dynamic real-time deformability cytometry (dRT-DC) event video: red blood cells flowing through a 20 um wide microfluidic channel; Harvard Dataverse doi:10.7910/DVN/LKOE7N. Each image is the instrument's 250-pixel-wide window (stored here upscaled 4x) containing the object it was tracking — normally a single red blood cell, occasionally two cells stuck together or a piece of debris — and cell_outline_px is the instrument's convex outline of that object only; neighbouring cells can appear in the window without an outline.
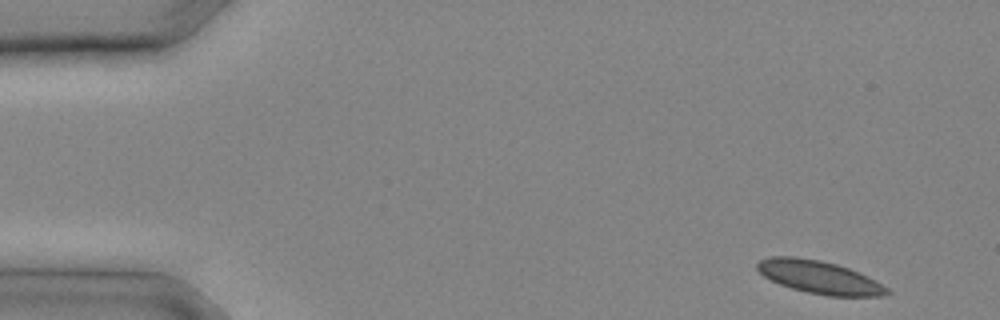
{"species": "common noctule bat (a hibernating species)", "species_latin": "Nyctalus noctula", "temperature_condition": "cold", "stored_images_in_passage": 10, "camera_frame_rate_fps": 3000, "um_per_image_px": 0.085, "animal": {"sex": "male", "body_mass_g": 20.4}, "frame": {"image": 1, "passage_image": 1, "time_ms": 0.0, "image_size_px": [1000, 320], "cell_outline_px": [[892, 292], [884, 296], [828, 296], [808, 292], [792, 288], [780, 284], [764, 276], [756, 268], [756, 264], [760, 260], [772, 256], [796, 256], [820, 260], [836, 264], [848, 268], [888, 288]], "centroid_in_image_um": [69.61, 23.56], "position_along_channel_um": 15.4, "area_um2": 24.51}}
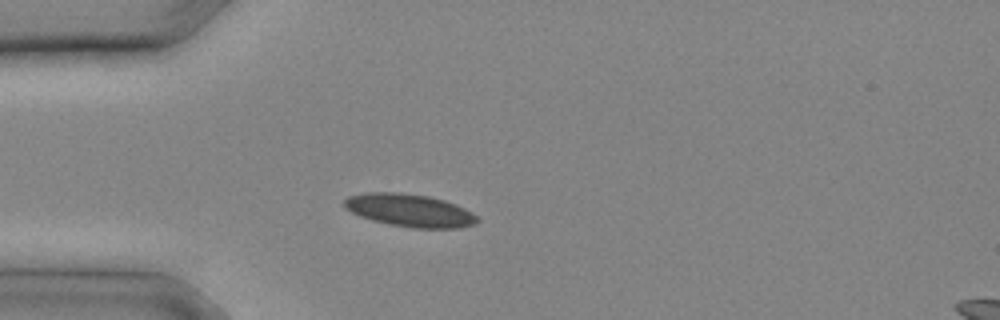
{"frame": {"image": 2, "passage_image": 6, "time_ms": 1.667, "image_size_px": [1000, 320], "cell_outline_px": [[480, 220], [476, 224], [460, 228], [412, 228], [388, 224], [372, 220], [360, 216], [344, 208], [344, 200], [348, 196], [364, 192], [400, 192], [428, 196], [444, 200], [456, 204], [472, 212]], "centroid_in_image_um": [34.82, 17.88], "position_along_channel_um": 50.2, "area_um2": 25.61}}
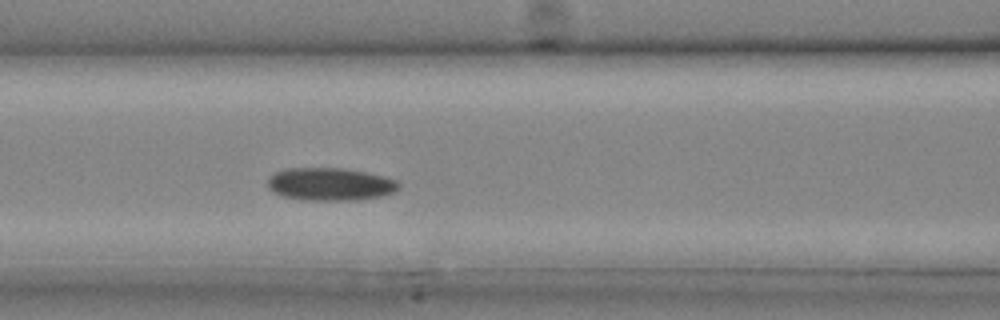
{"frame": {"image": 3, "passage_image": 10, "time_ms": 3.0, "image_size_px": [1000, 320], "cell_outline_px": [[400, 184], [392, 192], [380, 196], [352, 200], [300, 200], [280, 196], [272, 192], [268, 188], [268, 176], [276, 172], [288, 168], [344, 168], [368, 172], [384, 176], [396, 180]], "centroid_in_image_um": [28.0, 15.65], "position_along_channel_um": 138.6, "area_um2": 25.14}}